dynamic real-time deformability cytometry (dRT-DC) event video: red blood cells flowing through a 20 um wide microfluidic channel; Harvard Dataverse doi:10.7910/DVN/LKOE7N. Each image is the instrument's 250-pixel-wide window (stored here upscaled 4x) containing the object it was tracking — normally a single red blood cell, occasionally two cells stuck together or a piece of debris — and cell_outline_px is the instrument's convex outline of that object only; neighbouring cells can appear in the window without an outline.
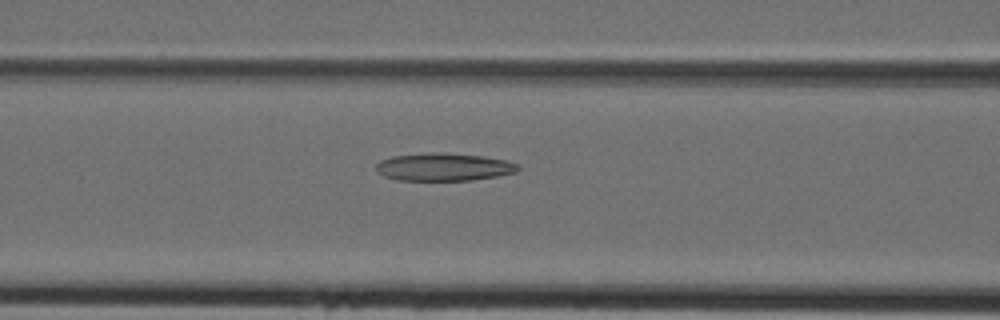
{"species": "Egyptian fruit bat (a non-hibernating species)", "species_latin": "Rousettus aegyptiacus", "temperature_condition": "cold", "stored_images_in_passage": 30, "camera_frame_rate_fps": 3000, "um_per_image_px": 0.085, "animal": {"sex": "female"}, "frame": {"image": 1, "passage_image": 5, "time_ms": 1.333, "image_size_px": [1000, 320], "cell_outline_px": [[520, 168], [516, 172], [496, 176], [472, 180], [396, 180], [384, 176], [376, 172], [376, 164], [380, 160], [392, 156], [480, 156], [504, 160], [516, 164]], "centroid_in_image_um": [37.69, 14.26], "position_along_channel_um": 128.9, "area_um2": 21.44}}
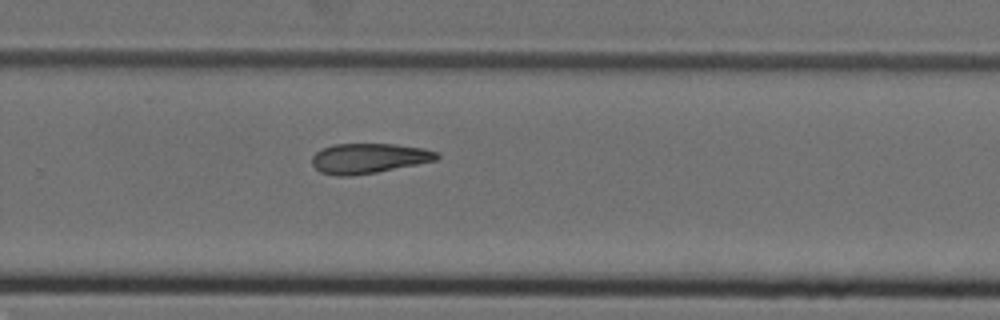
{"frame": {"image": 2, "passage_image": 16, "time_ms": 5.0, "image_size_px": [1000, 320], "cell_outline_px": [[440, 156], [436, 160], [376, 172], [352, 176], [336, 176], [320, 172], [312, 164], [312, 156], [320, 148], [332, 144], [396, 144], [424, 148], [436, 152]], "centroid_in_image_um": [31.3, 13.45], "position_along_channel_um": 298.5, "area_um2": 21.85}}
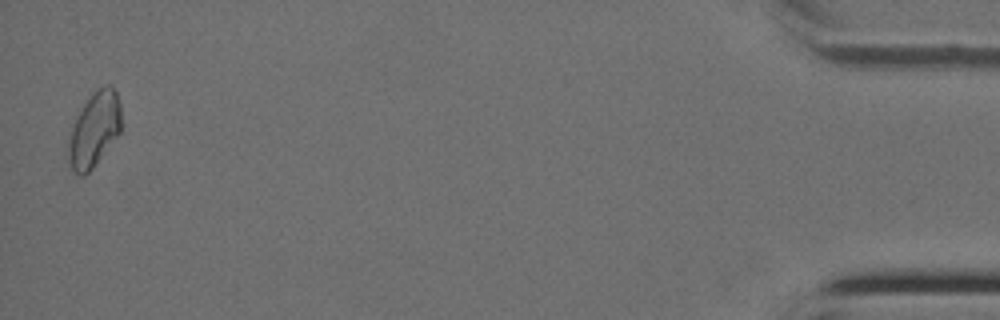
{"frame": {"image": 3, "passage_image": 30, "time_ms": 9.667, "image_size_px": [1000, 320], "cell_outline_px": [[120, 132], [92, 168], [84, 176], [80, 176], [72, 172], [68, 164], [68, 148], [72, 128], [84, 104], [92, 92], [96, 88], [104, 84], [112, 84], [116, 92], [120, 104]], "centroid_in_image_um": [8.01, 11.0], "position_along_channel_um": 427.2, "area_um2": 22.77}}